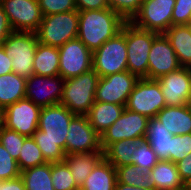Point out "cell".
<instances>
[{
    "mask_svg": "<svg viewBox=\"0 0 191 190\" xmlns=\"http://www.w3.org/2000/svg\"><path fill=\"white\" fill-rule=\"evenodd\" d=\"M172 134L158 119L151 118L147 124L145 140L156 153L158 160H169L171 151Z\"/></svg>",
    "mask_w": 191,
    "mask_h": 190,
    "instance_id": "24",
    "label": "cell"
},
{
    "mask_svg": "<svg viewBox=\"0 0 191 190\" xmlns=\"http://www.w3.org/2000/svg\"><path fill=\"white\" fill-rule=\"evenodd\" d=\"M189 109H190V112H191V98L189 99L188 103H187Z\"/></svg>",
    "mask_w": 191,
    "mask_h": 190,
    "instance_id": "48",
    "label": "cell"
},
{
    "mask_svg": "<svg viewBox=\"0 0 191 190\" xmlns=\"http://www.w3.org/2000/svg\"><path fill=\"white\" fill-rule=\"evenodd\" d=\"M79 11L43 16L36 36L38 43L59 48L78 36Z\"/></svg>",
    "mask_w": 191,
    "mask_h": 190,
    "instance_id": "4",
    "label": "cell"
},
{
    "mask_svg": "<svg viewBox=\"0 0 191 190\" xmlns=\"http://www.w3.org/2000/svg\"><path fill=\"white\" fill-rule=\"evenodd\" d=\"M132 153L131 164L139 165L148 171L159 161L156 153L145 139L139 141L137 149Z\"/></svg>",
    "mask_w": 191,
    "mask_h": 190,
    "instance_id": "33",
    "label": "cell"
},
{
    "mask_svg": "<svg viewBox=\"0 0 191 190\" xmlns=\"http://www.w3.org/2000/svg\"><path fill=\"white\" fill-rule=\"evenodd\" d=\"M26 136L20 135L18 132L3 127L0 132V142L4 148L17 161L20 150L24 144Z\"/></svg>",
    "mask_w": 191,
    "mask_h": 190,
    "instance_id": "35",
    "label": "cell"
},
{
    "mask_svg": "<svg viewBox=\"0 0 191 190\" xmlns=\"http://www.w3.org/2000/svg\"><path fill=\"white\" fill-rule=\"evenodd\" d=\"M75 2L78 11L109 8L108 0H75Z\"/></svg>",
    "mask_w": 191,
    "mask_h": 190,
    "instance_id": "40",
    "label": "cell"
},
{
    "mask_svg": "<svg viewBox=\"0 0 191 190\" xmlns=\"http://www.w3.org/2000/svg\"><path fill=\"white\" fill-rule=\"evenodd\" d=\"M74 116L61 103L42 107L38 129L32 137L47 162L64 161L66 133Z\"/></svg>",
    "mask_w": 191,
    "mask_h": 190,
    "instance_id": "1",
    "label": "cell"
},
{
    "mask_svg": "<svg viewBox=\"0 0 191 190\" xmlns=\"http://www.w3.org/2000/svg\"><path fill=\"white\" fill-rule=\"evenodd\" d=\"M117 170L103 158L91 171L79 190H115Z\"/></svg>",
    "mask_w": 191,
    "mask_h": 190,
    "instance_id": "21",
    "label": "cell"
},
{
    "mask_svg": "<svg viewBox=\"0 0 191 190\" xmlns=\"http://www.w3.org/2000/svg\"><path fill=\"white\" fill-rule=\"evenodd\" d=\"M115 190H154V189H144V188H139L136 186H130L127 184L119 183L117 181Z\"/></svg>",
    "mask_w": 191,
    "mask_h": 190,
    "instance_id": "45",
    "label": "cell"
},
{
    "mask_svg": "<svg viewBox=\"0 0 191 190\" xmlns=\"http://www.w3.org/2000/svg\"><path fill=\"white\" fill-rule=\"evenodd\" d=\"M65 79L60 75L38 76L26 78L25 98L40 107L59 104L62 99Z\"/></svg>",
    "mask_w": 191,
    "mask_h": 190,
    "instance_id": "16",
    "label": "cell"
},
{
    "mask_svg": "<svg viewBox=\"0 0 191 190\" xmlns=\"http://www.w3.org/2000/svg\"><path fill=\"white\" fill-rule=\"evenodd\" d=\"M181 67L170 41L164 33H159L154 38L149 52L148 79H158Z\"/></svg>",
    "mask_w": 191,
    "mask_h": 190,
    "instance_id": "17",
    "label": "cell"
},
{
    "mask_svg": "<svg viewBox=\"0 0 191 190\" xmlns=\"http://www.w3.org/2000/svg\"><path fill=\"white\" fill-rule=\"evenodd\" d=\"M117 170V181L119 183L136 186L144 189H153V180L148 170L139 165L119 166Z\"/></svg>",
    "mask_w": 191,
    "mask_h": 190,
    "instance_id": "30",
    "label": "cell"
},
{
    "mask_svg": "<svg viewBox=\"0 0 191 190\" xmlns=\"http://www.w3.org/2000/svg\"><path fill=\"white\" fill-rule=\"evenodd\" d=\"M140 78L128 70L100 77L95 101L126 105L128 97Z\"/></svg>",
    "mask_w": 191,
    "mask_h": 190,
    "instance_id": "15",
    "label": "cell"
},
{
    "mask_svg": "<svg viewBox=\"0 0 191 190\" xmlns=\"http://www.w3.org/2000/svg\"><path fill=\"white\" fill-rule=\"evenodd\" d=\"M38 3L43 16L77 10L75 0H38Z\"/></svg>",
    "mask_w": 191,
    "mask_h": 190,
    "instance_id": "38",
    "label": "cell"
},
{
    "mask_svg": "<svg viewBox=\"0 0 191 190\" xmlns=\"http://www.w3.org/2000/svg\"><path fill=\"white\" fill-rule=\"evenodd\" d=\"M59 75L70 79L92 69V52L78 38L59 48Z\"/></svg>",
    "mask_w": 191,
    "mask_h": 190,
    "instance_id": "14",
    "label": "cell"
},
{
    "mask_svg": "<svg viewBox=\"0 0 191 190\" xmlns=\"http://www.w3.org/2000/svg\"><path fill=\"white\" fill-rule=\"evenodd\" d=\"M148 121L146 116L125 108L120 117L100 135L103 151L110 144L123 139L143 140Z\"/></svg>",
    "mask_w": 191,
    "mask_h": 190,
    "instance_id": "9",
    "label": "cell"
},
{
    "mask_svg": "<svg viewBox=\"0 0 191 190\" xmlns=\"http://www.w3.org/2000/svg\"><path fill=\"white\" fill-rule=\"evenodd\" d=\"M156 80L161 86L166 106H182L188 103L191 98V68L181 67Z\"/></svg>",
    "mask_w": 191,
    "mask_h": 190,
    "instance_id": "18",
    "label": "cell"
},
{
    "mask_svg": "<svg viewBox=\"0 0 191 190\" xmlns=\"http://www.w3.org/2000/svg\"><path fill=\"white\" fill-rule=\"evenodd\" d=\"M144 0H108V6L124 21L131 22L140 11Z\"/></svg>",
    "mask_w": 191,
    "mask_h": 190,
    "instance_id": "34",
    "label": "cell"
},
{
    "mask_svg": "<svg viewBox=\"0 0 191 190\" xmlns=\"http://www.w3.org/2000/svg\"><path fill=\"white\" fill-rule=\"evenodd\" d=\"M65 153H94L103 152L101 136L91 126L86 115H75L66 133Z\"/></svg>",
    "mask_w": 191,
    "mask_h": 190,
    "instance_id": "10",
    "label": "cell"
},
{
    "mask_svg": "<svg viewBox=\"0 0 191 190\" xmlns=\"http://www.w3.org/2000/svg\"><path fill=\"white\" fill-rule=\"evenodd\" d=\"M100 76L93 70L65 79L61 104L75 115H87L95 103Z\"/></svg>",
    "mask_w": 191,
    "mask_h": 190,
    "instance_id": "3",
    "label": "cell"
},
{
    "mask_svg": "<svg viewBox=\"0 0 191 190\" xmlns=\"http://www.w3.org/2000/svg\"><path fill=\"white\" fill-rule=\"evenodd\" d=\"M165 106L159 82L156 79L140 78L130 93L125 108L151 119Z\"/></svg>",
    "mask_w": 191,
    "mask_h": 190,
    "instance_id": "8",
    "label": "cell"
},
{
    "mask_svg": "<svg viewBox=\"0 0 191 190\" xmlns=\"http://www.w3.org/2000/svg\"><path fill=\"white\" fill-rule=\"evenodd\" d=\"M140 140L123 139L110 144L103 152L104 158L115 168L131 164L132 152L138 147Z\"/></svg>",
    "mask_w": 191,
    "mask_h": 190,
    "instance_id": "29",
    "label": "cell"
},
{
    "mask_svg": "<svg viewBox=\"0 0 191 190\" xmlns=\"http://www.w3.org/2000/svg\"><path fill=\"white\" fill-rule=\"evenodd\" d=\"M4 127V109L0 108V132Z\"/></svg>",
    "mask_w": 191,
    "mask_h": 190,
    "instance_id": "47",
    "label": "cell"
},
{
    "mask_svg": "<svg viewBox=\"0 0 191 190\" xmlns=\"http://www.w3.org/2000/svg\"><path fill=\"white\" fill-rule=\"evenodd\" d=\"M0 190H26L21 177L0 181Z\"/></svg>",
    "mask_w": 191,
    "mask_h": 190,
    "instance_id": "43",
    "label": "cell"
},
{
    "mask_svg": "<svg viewBox=\"0 0 191 190\" xmlns=\"http://www.w3.org/2000/svg\"><path fill=\"white\" fill-rule=\"evenodd\" d=\"M38 40L36 33L13 31L3 42L6 55L11 58L13 72L28 78L34 75L33 60Z\"/></svg>",
    "mask_w": 191,
    "mask_h": 190,
    "instance_id": "7",
    "label": "cell"
},
{
    "mask_svg": "<svg viewBox=\"0 0 191 190\" xmlns=\"http://www.w3.org/2000/svg\"><path fill=\"white\" fill-rule=\"evenodd\" d=\"M182 67L191 68V24L172 25L164 32Z\"/></svg>",
    "mask_w": 191,
    "mask_h": 190,
    "instance_id": "20",
    "label": "cell"
},
{
    "mask_svg": "<svg viewBox=\"0 0 191 190\" xmlns=\"http://www.w3.org/2000/svg\"><path fill=\"white\" fill-rule=\"evenodd\" d=\"M158 34L126 22L127 69L130 73L148 79L149 52Z\"/></svg>",
    "mask_w": 191,
    "mask_h": 190,
    "instance_id": "6",
    "label": "cell"
},
{
    "mask_svg": "<svg viewBox=\"0 0 191 190\" xmlns=\"http://www.w3.org/2000/svg\"><path fill=\"white\" fill-rule=\"evenodd\" d=\"M11 58L6 55L3 46H0V76L13 72Z\"/></svg>",
    "mask_w": 191,
    "mask_h": 190,
    "instance_id": "44",
    "label": "cell"
},
{
    "mask_svg": "<svg viewBox=\"0 0 191 190\" xmlns=\"http://www.w3.org/2000/svg\"><path fill=\"white\" fill-rule=\"evenodd\" d=\"M172 135L191 133V112L188 105L165 106L155 117Z\"/></svg>",
    "mask_w": 191,
    "mask_h": 190,
    "instance_id": "19",
    "label": "cell"
},
{
    "mask_svg": "<svg viewBox=\"0 0 191 190\" xmlns=\"http://www.w3.org/2000/svg\"><path fill=\"white\" fill-rule=\"evenodd\" d=\"M175 164L178 169L179 176L183 182L191 177V152Z\"/></svg>",
    "mask_w": 191,
    "mask_h": 190,
    "instance_id": "42",
    "label": "cell"
},
{
    "mask_svg": "<svg viewBox=\"0 0 191 190\" xmlns=\"http://www.w3.org/2000/svg\"><path fill=\"white\" fill-rule=\"evenodd\" d=\"M183 190H191V177L183 182Z\"/></svg>",
    "mask_w": 191,
    "mask_h": 190,
    "instance_id": "46",
    "label": "cell"
},
{
    "mask_svg": "<svg viewBox=\"0 0 191 190\" xmlns=\"http://www.w3.org/2000/svg\"><path fill=\"white\" fill-rule=\"evenodd\" d=\"M191 0H176L172 12V25L190 24Z\"/></svg>",
    "mask_w": 191,
    "mask_h": 190,
    "instance_id": "39",
    "label": "cell"
},
{
    "mask_svg": "<svg viewBox=\"0 0 191 190\" xmlns=\"http://www.w3.org/2000/svg\"><path fill=\"white\" fill-rule=\"evenodd\" d=\"M124 105L95 101L87 113L91 126L101 135L122 114Z\"/></svg>",
    "mask_w": 191,
    "mask_h": 190,
    "instance_id": "25",
    "label": "cell"
},
{
    "mask_svg": "<svg viewBox=\"0 0 191 190\" xmlns=\"http://www.w3.org/2000/svg\"><path fill=\"white\" fill-rule=\"evenodd\" d=\"M13 32V29L8 21L2 5L0 4V46H2L5 39Z\"/></svg>",
    "mask_w": 191,
    "mask_h": 190,
    "instance_id": "41",
    "label": "cell"
},
{
    "mask_svg": "<svg viewBox=\"0 0 191 190\" xmlns=\"http://www.w3.org/2000/svg\"><path fill=\"white\" fill-rule=\"evenodd\" d=\"M26 190H54L51 179V163L47 162L21 171Z\"/></svg>",
    "mask_w": 191,
    "mask_h": 190,
    "instance_id": "28",
    "label": "cell"
},
{
    "mask_svg": "<svg viewBox=\"0 0 191 190\" xmlns=\"http://www.w3.org/2000/svg\"><path fill=\"white\" fill-rule=\"evenodd\" d=\"M26 78L11 72L0 76V108L25 98Z\"/></svg>",
    "mask_w": 191,
    "mask_h": 190,
    "instance_id": "27",
    "label": "cell"
},
{
    "mask_svg": "<svg viewBox=\"0 0 191 190\" xmlns=\"http://www.w3.org/2000/svg\"><path fill=\"white\" fill-rule=\"evenodd\" d=\"M149 172L154 190H183V181L175 163L169 160H159Z\"/></svg>",
    "mask_w": 191,
    "mask_h": 190,
    "instance_id": "23",
    "label": "cell"
},
{
    "mask_svg": "<svg viewBox=\"0 0 191 190\" xmlns=\"http://www.w3.org/2000/svg\"><path fill=\"white\" fill-rule=\"evenodd\" d=\"M41 109L27 98L20 99L4 109V127L32 137L38 129Z\"/></svg>",
    "mask_w": 191,
    "mask_h": 190,
    "instance_id": "13",
    "label": "cell"
},
{
    "mask_svg": "<svg viewBox=\"0 0 191 190\" xmlns=\"http://www.w3.org/2000/svg\"><path fill=\"white\" fill-rule=\"evenodd\" d=\"M191 152V133L173 135L171 139L170 161L176 163Z\"/></svg>",
    "mask_w": 191,
    "mask_h": 190,
    "instance_id": "37",
    "label": "cell"
},
{
    "mask_svg": "<svg viewBox=\"0 0 191 190\" xmlns=\"http://www.w3.org/2000/svg\"><path fill=\"white\" fill-rule=\"evenodd\" d=\"M51 179L54 190H79L65 161L51 163Z\"/></svg>",
    "mask_w": 191,
    "mask_h": 190,
    "instance_id": "32",
    "label": "cell"
},
{
    "mask_svg": "<svg viewBox=\"0 0 191 190\" xmlns=\"http://www.w3.org/2000/svg\"><path fill=\"white\" fill-rule=\"evenodd\" d=\"M33 72L38 76L59 75V49L44 44H37L33 60Z\"/></svg>",
    "mask_w": 191,
    "mask_h": 190,
    "instance_id": "26",
    "label": "cell"
},
{
    "mask_svg": "<svg viewBox=\"0 0 191 190\" xmlns=\"http://www.w3.org/2000/svg\"><path fill=\"white\" fill-rule=\"evenodd\" d=\"M13 31L35 33L43 19L38 0H0Z\"/></svg>",
    "mask_w": 191,
    "mask_h": 190,
    "instance_id": "11",
    "label": "cell"
},
{
    "mask_svg": "<svg viewBox=\"0 0 191 190\" xmlns=\"http://www.w3.org/2000/svg\"><path fill=\"white\" fill-rule=\"evenodd\" d=\"M125 22L110 8L79 11L77 38L94 52L119 33Z\"/></svg>",
    "mask_w": 191,
    "mask_h": 190,
    "instance_id": "2",
    "label": "cell"
},
{
    "mask_svg": "<svg viewBox=\"0 0 191 190\" xmlns=\"http://www.w3.org/2000/svg\"><path fill=\"white\" fill-rule=\"evenodd\" d=\"M47 163L33 137H26L17 160L20 171Z\"/></svg>",
    "mask_w": 191,
    "mask_h": 190,
    "instance_id": "31",
    "label": "cell"
},
{
    "mask_svg": "<svg viewBox=\"0 0 191 190\" xmlns=\"http://www.w3.org/2000/svg\"><path fill=\"white\" fill-rule=\"evenodd\" d=\"M104 158V152L74 153L65 156L76 185L80 188L93 168Z\"/></svg>",
    "mask_w": 191,
    "mask_h": 190,
    "instance_id": "22",
    "label": "cell"
},
{
    "mask_svg": "<svg viewBox=\"0 0 191 190\" xmlns=\"http://www.w3.org/2000/svg\"><path fill=\"white\" fill-rule=\"evenodd\" d=\"M176 0H144L132 23L144 30L164 33L172 26V12Z\"/></svg>",
    "mask_w": 191,
    "mask_h": 190,
    "instance_id": "12",
    "label": "cell"
},
{
    "mask_svg": "<svg viewBox=\"0 0 191 190\" xmlns=\"http://www.w3.org/2000/svg\"><path fill=\"white\" fill-rule=\"evenodd\" d=\"M92 69L100 76L106 77L127 69L126 22L121 31L92 52Z\"/></svg>",
    "mask_w": 191,
    "mask_h": 190,
    "instance_id": "5",
    "label": "cell"
},
{
    "mask_svg": "<svg viewBox=\"0 0 191 190\" xmlns=\"http://www.w3.org/2000/svg\"><path fill=\"white\" fill-rule=\"evenodd\" d=\"M20 174L17 161L0 142V181L18 178Z\"/></svg>",
    "mask_w": 191,
    "mask_h": 190,
    "instance_id": "36",
    "label": "cell"
}]
</instances>
